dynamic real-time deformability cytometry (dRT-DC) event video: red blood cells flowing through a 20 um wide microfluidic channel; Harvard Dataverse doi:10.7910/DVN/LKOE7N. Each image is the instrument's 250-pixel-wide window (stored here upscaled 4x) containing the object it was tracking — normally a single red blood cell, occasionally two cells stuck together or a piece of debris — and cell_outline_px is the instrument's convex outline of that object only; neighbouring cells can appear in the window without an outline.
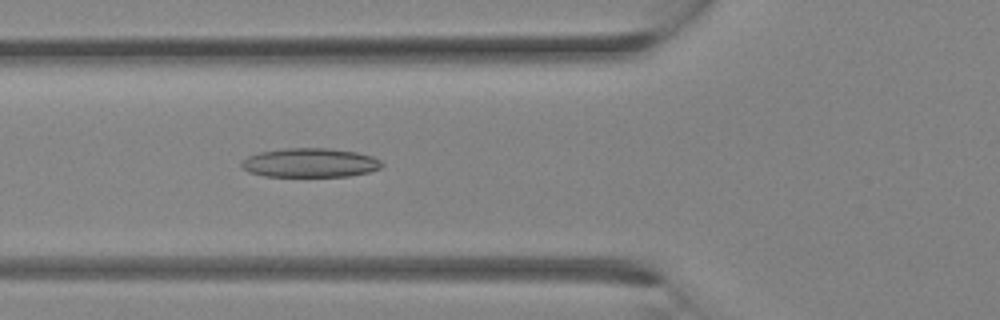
{"species": "Egyptian fruit bat (a non-hibernating species)", "species_latin": "Rousettus aegyptiacus", "temperature_condition": "room temperature", "stored_images_in_passage": 9, "camera_frame_rate_fps": 3000, "um_per_image_px": 0.085, "animal": {"sex": "female"}, "frame": {"image": 1, "passage_image": 9, "time_ms": 2.667, "image_size_px": [1000, 320], "cell_outline_px": [[384, 164], [380, 168], [368, 172], [348, 176], [264, 176], [248, 172], [240, 164], [248, 156], [260, 152], [284, 148], [328, 148], [356, 152], [372, 156], [380, 160]], "centroid_in_image_um": [26.36, 13.83], "position_along_channel_um": 99.4, "area_um2": 23.7}}